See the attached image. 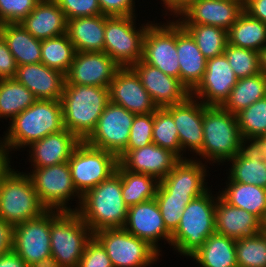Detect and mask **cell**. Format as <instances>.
I'll return each instance as SVG.
<instances>
[{"label":"cell","mask_w":266,"mask_h":267,"mask_svg":"<svg viewBox=\"0 0 266 267\" xmlns=\"http://www.w3.org/2000/svg\"><path fill=\"white\" fill-rule=\"evenodd\" d=\"M2 141L9 154L64 128L61 100H36L10 122Z\"/></svg>","instance_id":"1"},{"label":"cell","mask_w":266,"mask_h":267,"mask_svg":"<svg viewBox=\"0 0 266 267\" xmlns=\"http://www.w3.org/2000/svg\"><path fill=\"white\" fill-rule=\"evenodd\" d=\"M93 234L103 229L123 228L128 206L122 198V180L115 172L81 197L76 211Z\"/></svg>","instance_id":"2"},{"label":"cell","mask_w":266,"mask_h":267,"mask_svg":"<svg viewBox=\"0 0 266 267\" xmlns=\"http://www.w3.org/2000/svg\"><path fill=\"white\" fill-rule=\"evenodd\" d=\"M109 102V88L65 82L61 98L64 128L85 141Z\"/></svg>","instance_id":"3"},{"label":"cell","mask_w":266,"mask_h":267,"mask_svg":"<svg viewBox=\"0 0 266 267\" xmlns=\"http://www.w3.org/2000/svg\"><path fill=\"white\" fill-rule=\"evenodd\" d=\"M203 136V147L194 155V160L205 159V164L207 161L209 165H220L239 153L242 136L236 115L226 111L222 106L203 104ZM197 155L200 158H197Z\"/></svg>","instance_id":"4"},{"label":"cell","mask_w":266,"mask_h":267,"mask_svg":"<svg viewBox=\"0 0 266 267\" xmlns=\"http://www.w3.org/2000/svg\"><path fill=\"white\" fill-rule=\"evenodd\" d=\"M218 195L219 192L212 195L209 189L192 199L183 210L179 226L172 233L170 241V246L181 256L187 258L193 255L216 232L215 206Z\"/></svg>","instance_id":"5"},{"label":"cell","mask_w":266,"mask_h":267,"mask_svg":"<svg viewBox=\"0 0 266 267\" xmlns=\"http://www.w3.org/2000/svg\"><path fill=\"white\" fill-rule=\"evenodd\" d=\"M47 209L40 202L26 172L9 168L0 177V218L15 226L39 217Z\"/></svg>","instance_id":"6"},{"label":"cell","mask_w":266,"mask_h":267,"mask_svg":"<svg viewBox=\"0 0 266 267\" xmlns=\"http://www.w3.org/2000/svg\"><path fill=\"white\" fill-rule=\"evenodd\" d=\"M93 236L76 211H62L51 222V255L62 267H78L86 244Z\"/></svg>","instance_id":"7"},{"label":"cell","mask_w":266,"mask_h":267,"mask_svg":"<svg viewBox=\"0 0 266 267\" xmlns=\"http://www.w3.org/2000/svg\"><path fill=\"white\" fill-rule=\"evenodd\" d=\"M137 16H106L104 52L120 67H132L142 59L143 39L149 21L137 28Z\"/></svg>","instance_id":"8"},{"label":"cell","mask_w":266,"mask_h":267,"mask_svg":"<svg viewBox=\"0 0 266 267\" xmlns=\"http://www.w3.org/2000/svg\"><path fill=\"white\" fill-rule=\"evenodd\" d=\"M32 180L37 196L47 210L77 211L81 195L77 192L71 177L68 162L33 168L27 172ZM78 198L77 207L70 208L68 201ZM69 205V206H68Z\"/></svg>","instance_id":"9"},{"label":"cell","mask_w":266,"mask_h":267,"mask_svg":"<svg viewBox=\"0 0 266 267\" xmlns=\"http://www.w3.org/2000/svg\"><path fill=\"white\" fill-rule=\"evenodd\" d=\"M68 164L73 184L83 196L115 173L118 157L110 151L92 147L81 141L73 150Z\"/></svg>","instance_id":"10"},{"label":"cell","mask_w":266,"mask_h":267,"mask_svg":"<svg viewBox=\"0 0 266 267\" xmlns=\"http://www.w3.org/2000/svg\"><path fill=\"white\" fill-rule=\"evenodd\" d=\"M94 237L106 249L113 267H147L159 260V253L148 242L124 228L103 229Z\"/></svg>","instance_id":"11"},{"label":"cell","mask_w":266,"mask_h":267,"mask_svg":"<svg viewBox=\"0 0 266 267\" xmlns=\"http://www.w3.org/2000/svg\"><path fill=\"white\" fill-rule=\"evenodd\" d=\"M175 20V21H174ZM148 26L142 49V61L164 74L180 79V67L176 48V19ZM163 24V25H162Z\"/></svg>","instance_id":"12"},{"label":"cell","mask_w":266,"mask_h":267,"mask_svg":"<svg viewBox=\"0 0 266 267\" xmlns=\"http://www.w3.org/2000/svg\"><path fill=\"white\" fill-rule=\"evenodd\" d=\"M46 210L39 217L14 226L12 250L29 266L51 255V222L61 213Z\"/></svg>","instance_id":"13"},{"label":"cell","mask_w":266,"mask_h":267,"mask_svg":"<svg viewBox=\"0 0 266 267\" xmlns=\"http://www.w3.org/2000/svg\"><path fill=\"white\" fill-rule=\"evenodd\" d=\"M134 117L135 114L124 107L109 102L85 142L118 156L127 147Z\"/></svg>","instance_id":"14"},{"label":"cell","mask_w":266,"mask_h":267,"mask_svg":"<svg viewBox=\"0 0 266 267\" xmlns=\"http://www.w3.org/2000/svg\"><path fill=\"white\" fill-rule=\"evenodd\" d=\"M237 80L224 54L213 57L207 60L203 78L191 91V96L206 106H222Z\"/></svg>","instance_id":"15"},{"label":"cell","mask_w":266,"mask_h":267,"mask_svg":"<svg viewBox=\"0 0 266 267\" xmlns=\"http://www.w3.org/2000/svg\"><path fill=\"white\" fill-rule=\"evenodd\" d=\"M119 68L105 52H76L65 75L66 83L109 88Z\"/></svg>","instance_id":"16"},{"label":"cell","mask_w":266,"mask_h":267,"mask_svg":"<svg viewBox=\"0 0 266 267\" xmlns=\"http://www.w3.org/2000/svg\"><path fill=\"white\" fill-rule=\"evenodd\" d=\"M243 11L244 1L190 0L176 21L179 24L216 26L228 31Z\"/></svg>","instance_id":"17"},{"label":"cell","mask_w":266,"mask_h":267,"mask_svg":"<svg viewBox=\"0 0 266 267\" xmlns=\"http://www.w3.org/2000/svg\"><path fill=\"white\" fill-rule=\"evenodd\" d=\"M136 237L148 242L159 253V241L170 245L172 233L166 228L160 208L155 198L128 207L126 223L123 227Z\"/></svg>","instance_id":"18"},{"label":"cell","mask_w":266,"mask_h":267,"mask_svg":"<svg viewBox=\"0 0 266 267\" xmlns=\"http://www.w3.org/2000/svg\"><path fill=\"white\" fill-rule=\"evenodd\" d=\"M110 102L139 114L154 113L158 108L132 67H120L109 86Z\"/></svg>","instance_id":"19"},{"label":"cell","mask_w":266,"mask_h":267,"mask_svg":"<svg viewBox=\"0 0 266 267\" xmlns=\"http://www.w3.org/2000/svg\"><path fill=\"white\" fill-rule=\"evenodd\" d=\"M173 116L178 131L182 160L187 151L197 154L203 147V103L191 95L181 103L165 107Z\"/></svg>","instance_id":"20"},{"label":"cell","mask_w":266,"mask_h":267,"mask_svg":"<svg viewBox=\"0 0 266 267\" xmlns=\"http://www.w3.org/2000/svg\"><path fill=\"white\" fill-rule=\"evenodd\" d=\"M132 68L158 108L184 102L191 95L180 79L166 75L142 60L135 63Z\"/></svg>","instance_id":"21"},{"label":"cell","mask_w":266,"mask_h":267,"mask_svg":"<svg viewBox=\"0 0 266 267\" xmlns=\"http://www.w3.org/2000/svg\"><path fill=\"white\" fill-rule=\"evenodd\" d=\"M228 181L266 188V160L258 138H242L239 153L232 159Z\"/></svg>","instance_id":"22"},{"label":"cell","mask_w":266,"mask_h":267,"mask_svg":"<svg viewBox=\"0 0 266 267\" xmlns=\"http://www.w3.org/2000/svg\"><path fill=\"white\" fill-rule=\"evenodd\" d=\"M117 157L125 170L151 175L158 181L180 161L174 153L154 143L139 149L123 150Z\"/></svg>","instance_id":"23"},{"label":"cell","mask_w":266,"mask_h":267,"mask_svg":"<svg viewBox=\"0 0 266 267\" xmlns=\"http://www.w3.org/2000/svg\"><path fill=\"white\" fill-rule=\"evenodd\" d=\"M14 79L28 88L36 100H61L65 74L43 63L20 65Z\"/></svg>","instance_id":"24"},{"label":"cell","mask_w":266,"mask_h":267,"mask_svg":"<svg viewBox=\"0 0 266 267\" xmlns=\"http://www.w3.org/2000/svg\"><path fill=\"white\" fill-rule=\"evenodd\" d=\"M207 164L191 158L180 160L174 168L159 181L156 193L204 194L207 186Z\"/></svg>","instance_id":"25"},{"label":"cell","mask_w":266,"mask_h":267,"mask_svg":"<svg viewBox=\"0 0 266 267\" xmlns=\"http://www.w3.org/2000/svg\"><path fill=\"white\" fill-rule=\"evenodd\" d=\"M81 141L67 129L49 134L32 142L29 147L28 161L31 168H42L68 162L75 147ZM32 150V151H31Z\"/></svg>","instance_id":"26"},{"label":"cell","mask_w":266,"mask_h":267,"mask_svg":"<svg viewBox=\"0 0 266 267\" xmlns=\"http://www.w3.org/2000/svg\"><path fill=\"white\" fill-rule=\"evenodd\" d=\"M215 231L233 239L249 237L261 232V220L246 210L229 205L218 195Z\"/></svg>","instance_id":"27"},{"label":"cell","mask_w":266,"mask_h":267,"mask_svg":"<svg viewBox=\"0 0 266 267\" xmlns=\"http://www.w3.org/2000/svg\"><path fill=\"white\" fill-rule=\"evenodd\" d=\"M19 24L39 40L67 32V19L55 0H40L35 9Z\"/></svg>","instance_id":"28"},{"label":"cell","mask_w":266,"mask_h":267,"mask_svg":"<svg viewBox=\"0 0 266 267\" xmlns=\"http://www.w3.org/2000/svg\"><path fill=\"white\" fill-rule=\"evenodd\" d=\"M176 48L180 80L191 92L202 80L207 59L191 35L176 21Z\"/></svg>","instance_id":"29"},{"label":"cell","mask_w":266,"mask_h":267,"mask_svg":"<svg viewBox=\"0 0 266 267\" xmlns=\"http://www.w3.org/2000/svg\"><path fill=\"white\" fill-rule=\"evenodd\" d=\"M66 33L76 52H104L105 15L67 20Z\"/></svg>","instance_id":"30"},{"label":"cell","mask_w":266,"mask_h":267,"mask_svg":"<svg viewBox=\"0 0 266 267\" xmlns=\"http://www.w3.org/2000/svg\"><path fill=\"white\" fill-rule=\"evenodd\" d=\"M0 34L18 66L41 63L42 40L33 37L19 23L2 24Z\"/></svg>","instance_id":"31"},{"label":"cell","mask_w":266,"mask_h":267,"mask_svg":"<svg viewBox=\"0 0 266 267\" xmlns=\"http://www.w3.org/2000/svg\"><path fill=\"white\" fill-rule=\"evenodd\" d=\"M189 258H193L198 267H238L236 239L215 232Z\"/></svg>","instance_id":"32"},{"label":"cell","mask_w":266,"mask_h":267,"mask_svg":"<svg viewBox=\"0 0 266 267\" xmlns=\"http://www.w3.org/2000/svg\"><path fill=\"white\" fill-rule=\"evenodd\" d=\"M225 183L224 190L218 191L225 202L254 214L260 220L263 218L266 211V188L239 182Z\"/></svg>","instance_id":"33"},{"label":"cell","mask_w":266,"mask_h":267,"mask_svg":"<svg viewBox=\"0 0 266 267\" xmlns=\"http://www.w3.org/2000/svg\"><path fill=\"white\" fill-rule=\"evenodd\" d=\"M227 36L230 45L260 52L266 47V24L243 11Z\"/></svg>","instance_id":"34"},{"label":"cell","mask_w":266,"mask_h":267,"mask_svg":"<svg viewBox=\"0 0 266 267\" xmlns=\"http://www.w3.org/2000/svg\"><path fill=\"white\" fill-rule=\"evenodd\" d=\"M122 180V198L130 207L156 196L159 181L147 174L125 170L119 163L115 171Z\"/></svg>","instance_id":"35"},{"label":"cell","mask_w":266,"mask_h":267,"mask_svg":"<svg viewBox=\"0 0 266 267\" xmlns=\"http://www.w3.org/2000/svg\"><path fill=\"white\" fill-rule=\"evenodd\" d=\"M266 97V76L263 73L237 80L222 107L236 115L256 101Z\"/></svg>","instance_id":"36"},{"label":"cell","mask_w":266,"mask_h":267,"mask_svg":"<svg viewBox=\"0 0 266 267\" xmlns=\"http://www.w3.org/2000/svg\"><path fill=\"white\" fill-rule=\"evenodd\" d=\"M35 101L33 93L14 78L0 79V118L10 122Z\"/></svg>","instance_id":"37"},{"label":"cell","mask_w":266,"mask_h":267,"mask_svg":"<svg viewBox=\"0 0 266 267\" xmlns=\"http://www.w3.org/2000/svg\"><path fill=\"white\" fill-rule=\"evenodd\" d=\"M194 39L199 50L208 60L224 54L228 43L225 29L202 24H180Z\"/></svg>","instance_id":"38"},{"label":"cell","mask_w":266,"mask_h":267,"mask_svg":"<svg viewBox=\"0 0 266 267\" xmlns=\"http://www.w3.org/2000/svg\"><path fill=\"white\" fill-rule=\"evenodd\" d=\"M76 51L67 33L42 40L41 63L49 68L67 74Z\"/></svg>","instance_id":"39"},{"label":"cell","mask_w":266,"mask_h":267,"mask_svg":"<svg viewBox=\"0 0 266 267\" xmlns=\"http://www.w3.org/2000/svg\"><path fill=\"white\" fill-rule=\"evenodd\" d=\"M153 143L171 151L182 160V148L172 114L166 108H157L153 113Z\"/></svg>","instance_id":"40"},{"label":"cell","mask_w":266,"mask_h":267,"mask_svg":"<svg viewBox=\"0 0 266 267\" xmlns=\"http://www.w3.org/2000/svg\"><path fill=\"white\" fill-rule=\"evenodd\" d=\"M238 267H266V234L236 239Z\"/></svg>","instance_id":"41"},{"label":"cell","mask_w":266,"mask_h":267,"mask_svg":"<svg viewBox=\"0 0 266 267\" xmlns=\"http://www.w3.org/2000/svg\"><path fill=\"white\" fill-rule=\"evenodd\" d=\"M203 194L156 193L155 200L166 228L173 233L179 226L181 214L188 203Z\"/></svg>","instance_id":"42"},{"label":"cell","mask_w":266,"mask_h":267,"mask_svg":"<svg viewBox=\"0 0 266 267\" xmlns=\"http://www.w3.org/2000/svg\"><path fill=\"white\" fill-rule=\"evenodd\" d=\"M242 138H258L266 134V97L236 114Z\"/></svg>","instance_id":"43"},{"label":"cell","mask_w":266,"mask_h":267,"mask_svg":"<svg viewBox=\"0 0 266 267\" xmlns=\"http://www.w3.org/2000/svg\"><path fill=\"white\" fill-rule=\"evenodd\" d=\"M224 55L238 79L252 77L261 73L260 56L257 51L227 43Z\"/></svg>","instance_id":"44"},{"label":"cell","mask_w":266,"mask_h":267,"mask_svg":"<svg viewBox=\"0 0 266 267\" xmlns=\"http://www.w3.org/2000/svg\"><path fill=\"white\" fill-rule=\"evenodd\" d=\"M153 130V113L135 115L127 147L124 150L143 148L151 143Z\"/></svg>","instance_id":"45"},{"label":"cell","mask_w":266,"mask_h":267,"mask_svg":"<svg viewBox=\"0 0 266 267\" xmlns=\"http://www.w3.org/2000/svg\"><path fill=\"white\" fill-rule=\"evenodd\" d=\"M40 0H0V24L20 23Z\"/></svg>","instance_id":"46"},{"label":"cell","mask_w":266,"mask_h":267,"mask_svg":"<svg viewBox=\"0 0 266 267\" xmlns=\"http://www.w3.org/2000/svg\"><path fill=\"white\" fill-rule=\"evenodd\" d=\"M67 20L102 14L98 0H55Z\"/></svg>","instance_id":"47"},{"label":"cell","mask_w":266,"mask_h":267,"mask_svg":"<svg viewBox=\"0 0 266 267\" xmlns=\"http://www.w3.org/2000/svg\"><path fill=\"white\" fill-rule=\"evenodd\" d=\"M78 267H113L106 249L93 236L86 244Z\"/></svg>","instance_id":"48"},{"label":"cell","mask_w":266,"mask_h":267,"mask_svg":"<svg viewBox=\"0 0 266 267\" xmlns=\"http://www.w3.org/2000/svg\"><path fill=\"white\" fill-rule=\"evenodd\" d=\"M102 15L136 16L135 0H98Z\"/></svg>","instance_id":"49"},{"label":"cell","mask_w":266,"mask_h":267,"mask_svg":"<svg viewBox=\"0 0 266 267\" xmlns=\"http://www.w3.org/2000/svg\"><path fill=\"white\" fill-rule=\"evenodd\" d=\"M18 65L0 34V79L14 78Z\"/></svg>","instance_id":"50"},{"label":"cell","mask_w":266,"mask_h":267,"mask_svg":"<svg viewBox=\"0 0 266 267\" xmlns=\"http://www.w3.org/2000/svg\"><path fill=\"white\" fill-rule=\"evenodd\" d=\"M14 226L0 218V255L12 251Z\"/></svg>","instance_id":"51"},{"label":"cell","mask_w":266,"mask_h":267,"mask_svg":"<svg viewBox=\"0 0 266 267\" xmlns=\"http://www.w3.org/2000/svg\"><path fill=\"white\" fill-rule=\"evenodd\" d=\"M244 11L266 24V0H244Z\"/></svg>","instance_id":"52"},{"label":"cell","mask_w":266,"mask_h":267,"mask_svg":"<svg viewBox=\"0 0 266 267\" xmlns=\"http://www.w3.org/2000/svg\"><path fill=\"white\" fill-rule=\"evenodd\" d=\"M190 0H161L162 6H164L165 17L167 15L177 18L188 6Z\"/></svg>","instance_id":"53"},{"label":"cell","mask_w":266,"mask_h":267,"mask_svg":"<svg viewBox=\"0 0 266 267\" xmlns=\"http://www.w3.org/2000/svg\"><path fill=\"white\" fill-rule=\"evenodd\" d=\"M0 267H29L13 250L0 255Z\"/></svg>","instance_id":"54"},{"label":"cell","mask_w":266,"mask_h":267,"mask_svg":"<svg viewBox=\"0 0 266 267\" xmlns=\"http://www.w3.org/2000/svg\"><path fill=\"white\" fill-rule=\"evenodd\" d=\"M0 138V177L11 167V156Z\"/></svg>","instance_id":"55"},{"label":"cell","mask_w":266,"mask_h":267,"mask_svg":"<svg viewBox=\"0 0 266 267\" xmlns=\"http://www.w3.org/2000/svg\"><path fill=\"white\" fill-rule=\"evenodd\" d=\"M29 267H62L60 263L52 256H47L38 262L32 263Z\"/></svg>","instance_id":"56"},{"label":"cell","mask_w":266,"mask_h":267,"mask_svg":"<svg viewBox=\"0 0 266 267\" xmlns=\"http://www.w3.org/2000/svg\"><path fill=\"white\" fill-rule=\"evenodd\" d=\"M260 70L266 76V47H264L260 52Z\"/></svg>","instance_id":"57"},{"label":"cell","mask_w":266,"mask_h":267,"mask_svg":"<svg viewBox=\"0 0 266 267\" xmlns=\"http://www.w3.org/2000/svg\"><path fill=\"white\" fill-rule=\"evenodd\" d=\"M258 139L260 140L261 142V145H262V151L264 153V157H265V160H266V134L258 137Z\"/></svg>","instance_id":"58"},{"label":"cell","mask_w":266,"mask_h":267,"mask_svg":"<svg viewBox=\"0 0 266 267\" xmlns=\"http://www.w3.org/2000/svg\"><path fill=\"white\" fill-rule=\"evenodd\" d=\"M261 232L266 233V211L261 219Z\"/></svg>","instance_id":"59"}]
</instances>
